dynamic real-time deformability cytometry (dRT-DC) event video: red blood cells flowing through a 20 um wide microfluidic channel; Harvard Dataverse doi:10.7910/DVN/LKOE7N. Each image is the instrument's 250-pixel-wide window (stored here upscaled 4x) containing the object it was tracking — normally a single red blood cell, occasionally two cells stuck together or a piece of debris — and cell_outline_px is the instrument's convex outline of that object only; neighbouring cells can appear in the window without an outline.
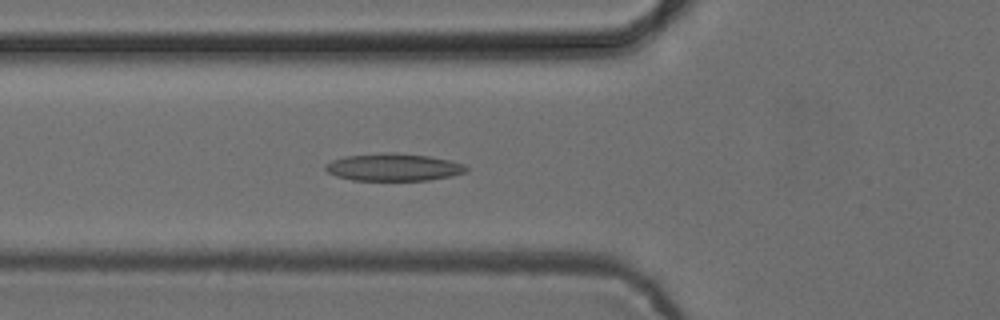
{"species": "common noctule bat (a hibernating species)", "species_latin": "Nyctalus noctula", "temperature_condition": "cold", "stored_images_in_passage": 37, "camera_frame_rate_fps": 3000, "um_per_image_px": 0.085, "animal": {"sex": "female", "body_mass_g": 24.6, "forearm_length_mm": 56.2}, "frame": {"image": 1, "passage_image": 7, "time_ms": 2.0, "image_size_px": [1000, 320], "cell_outline_px": [[468, 172], [452, 176], [428, 180], [352, 180], [336, 176], [328, 172], [324, 168], [324, 164], [332, 160], [344, 156], [388, 152], [396, 152], [428, 156], [448, 160], [464, 164], [468, 168]], "centroid_in_image_um": [33.44, 14.21], "position_along_channel_um": 92.4, "area_um2": 22.6}}
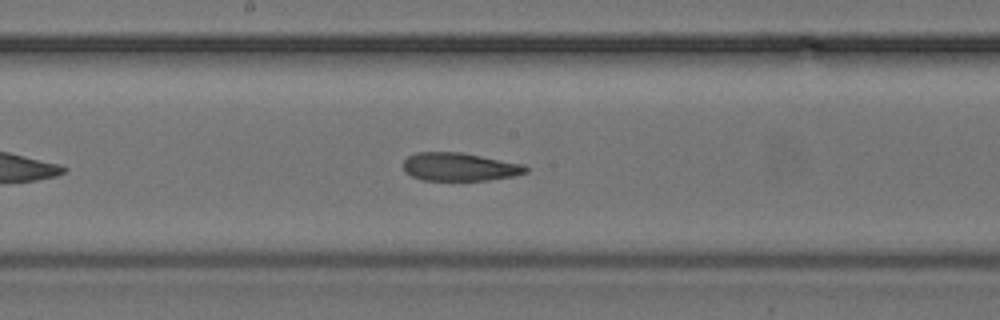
{"frame": {"image": 2, "passage_image": 16, "time_ms": 5.0, "image_size_px": [1000, 320], "cell_outline_px": [[528, 172], [516, 176], [488, 180], [424, 180], [412, 176], [404, 168], [404, 160], [408, 156], [416, 152], [460, 152], [524, 164], [528, 168]], "centroid_in_image_um": [39.1, 14.18], "position_along_channel_um": 209.1, "area_um2": 20.06}}
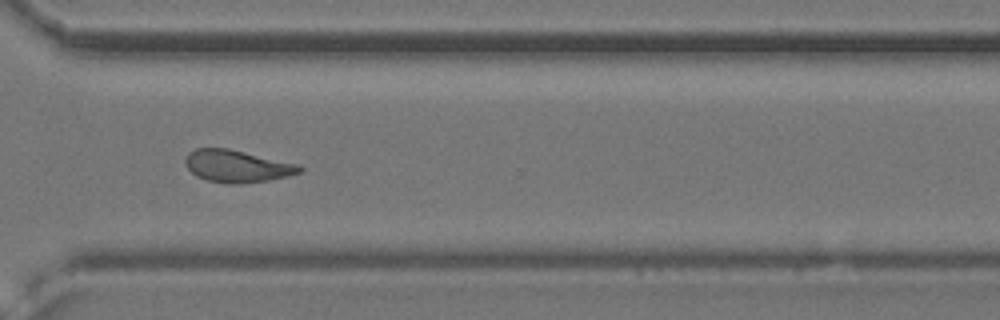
{"frame": {"image": 3, "passage_image": 27, "time_ms": 8.667, "image_size_px": [1000, 320], "cell_outline_px": [[304, 172], [288, 176], [268, 180], [240, 184], [232, 184], [208, 180], [196, 176], [184, 164], [184, 160], [188, 152], [196, 148], [228, 148], [300, 164], [304, 168]], "centroid_in_image_um": [20.18, 14.12], "position_along_channel_um": 350.4, "area_um2": 21.68}, "authors_computed_cell_mechanics": {"area_um2": 21.0392, "velocity_mm_per_s": 3.8604, "shape_relaxation_time_tau1_ms": null, "shape_relaxation_time_tau2_ms": 3.5265, "deformation_change_tau1": null, "deformation_change_tau2": 0.1151}}